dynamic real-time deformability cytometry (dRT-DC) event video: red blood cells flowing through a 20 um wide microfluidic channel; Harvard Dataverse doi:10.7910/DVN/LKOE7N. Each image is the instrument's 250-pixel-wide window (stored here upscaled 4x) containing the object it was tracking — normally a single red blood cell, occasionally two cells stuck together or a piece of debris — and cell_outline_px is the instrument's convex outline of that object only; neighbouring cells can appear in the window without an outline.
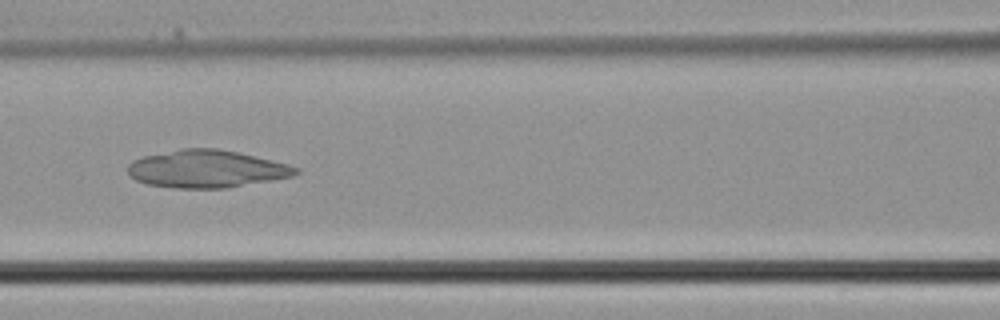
{"species": "common noctule bat (a hibernating species)", "species_latin": "Nyctalus noctula", "temperature_condition": "cold", "stored_images_in_passage": 33, "camera_frame_rate_fps": 3000, "um_per_image_px": 0.085, "animal": {"sex": "male", "body_mass_g": 21.5, "forearm_length_mm": 52.0}, "frame": {"image": 1, "passage_image": 14, "time_ms": 4.333, "image_size_px": [1000, 320], "cell_outline_px": [[300, 172], [292, 176], [224, 188], [176, 188], [148, 184], [136, 180], [128, 172], [128, 164], [132, 160], [144, 156], [180, 148], [216, 148], [236, 152], [272, 160], [288, 164], [300, 168]], "centroid_in_image_um": [17.54, 14.35], "position_along_channel_um": 149.1, "area_um2": 36.47}}
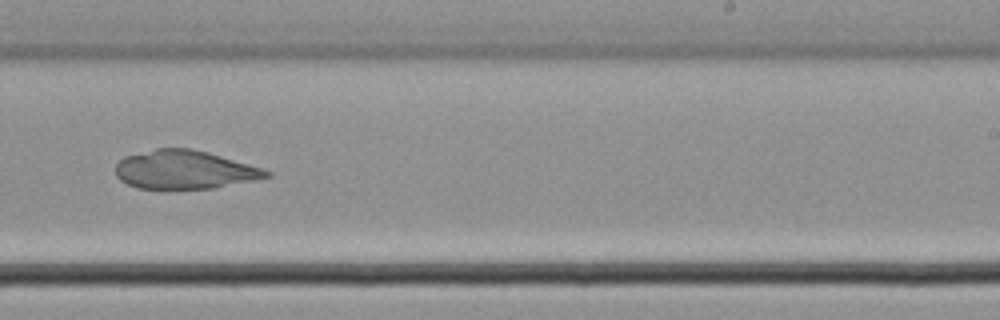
{"frame": {"image": 2, "passage_image": 21, "time_ms": 6.667, "image_size_px": [1000, 320], "cell_outline_px": [[272, 176], [256, 180], [216, 188], [136, 188], [120, 180], [116, 176], [116, 164], [124, 156], [156, 148], [192, 148], [208, 152], [260, 168], [272, 172]], "centroid_in_image_um": [15.68, 14.42], "position_along_channel_um": 273.3, "area_um2": 33.76}}
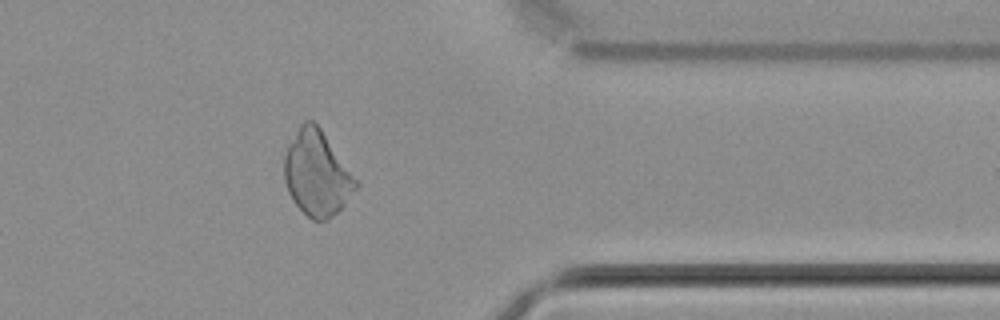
{"frame": {"image": 3, "passage_image": 28, "time_ms": 9.0, "image_size_px": [1000, 320], "cell_outline_px": [[360, 184], [344, 204], [328, 220], [312, 220], [292, 200], [288, 192], [284, 180], [284, 156], [288, 144], [300, 124], [304, 120], [312, 120], [320, 128]], "centroid_in_image_um": [26.91, 14.74], "position_along_channel_um": 384.5, "area_um2": 35.08}}